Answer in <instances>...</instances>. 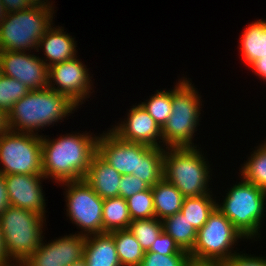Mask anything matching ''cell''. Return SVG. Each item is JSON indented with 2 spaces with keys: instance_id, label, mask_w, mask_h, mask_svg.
<instances>
[{
  "instance_id": "cell-1",
  "label": "cell",
  "mask_w": 266,
  "mask_h": 266,
  "mask_svg": "<svg viewBox=\"0 0 266 266\" xmlns=\"http://www.w3.org/2000/svg\"><path fill=\"white\" fill-rule=\"evenodd\" d=\"M60 135L56 139L42 136V172L55 183L84 179L93 155L97 138L93 133ZM90 134V135H89Z\"/></svg>"
},
{
  "instance_id": "cell-2",
  "label": "cell",
  "mask_w": 266,
  "mask_h": 266,
  "mask_svg": "<svg viewBox=\"0 0 266 266\" xmlns=\"http://www.w3.org/2000/svg\"><path fill=\"white\" fill-rule=\"evenodd\" d=\"M77 106L69 97L50 88L32 90L17 101L8 112V128L12 131L39 135L38 130L69 117V114L74 113L72 111L79 108Z\"/></svg>"
},
{
  "instance_id": "cell-3",
  "label": "cell",
  "mask_w": 266,
  "mask_h": 266,
  "mask_svg": "<svg viewBox=\"0 0 266 266\" xmlns=\"http://www.w3.org/2000/svg\"><path fill=\"white\" fill-rule=\"evenodd\" d=\"M203 155L197 146L165 147L163 178L173 184L184 197L212 194L208 188L211 169Z\"/></svg>"
},
{
  "instance_id": "cell-4",
  "label": "cell",
  "mask_w": 266,
  "mask_h": 266,
  "mask_svg": "<svg viewBox=\"0 0 266 266\" xmlns=\"http://www.w3.org/2000/svg\"><path fill=\"white\" fill-rule=\"evenodd\" d=\"M194 87L189 78L187 80L183 77L172 89L171 115L162 128L163 148L196 146L192 141L201 118L200 106L203 104Z\"/></svg>"
},
{
  "instance_id": "cell-5",
  "label": "cell",
  "mask_w": 266,
  "mask_h": 266,
  "mask_svg": "<svg viewBox=\"0 0 266 266\" xmlns=\"http://www.w3.org/2000/svg\"><path fill=\"white\" fill-rule=\"evenodd\" d=\"M241 179V182L228 189L222 204L217 202L216 208L245 239L256 240L255 237H260L261 222L265 217L266 191Z\"/></svg>"
},
{
  "instance_id": "cell-6",
  "label": "cell",
  "mask_w": 266,
  "mask_h": 266,
  "mask_svg": "<svg viewBox=\"0 0 266 266\" xmlns=\"http://www.w3.org/2000/svg\"><path fill=\"white\" fill-rule=\"evenodd\" d=\"M46 218L29 210L9 206L0 215V227L10 260L20 266L39 247L43 240Z\"/></svg>"
},
{
  "instance_id": "cell-7",
  "label": "cell",
  "mask_w": 266,
  "mask_h": 266,
  "mask_svg": "<svg viewBox=\"0 0 266 266\" xmlns=\"http://www.w3.org/2000/svg\"><path fill=\"white\" fill-rule=\"evenodd\" d=\"M54 8L32 5L10 12L0 24V51H36L45 32L53 25Z\"/></svg>"
},
{
  "instance_id": "cell-8",
  "label": "cell",
  "mask_w": 266,
  "mask_h": 266,
  "mask_svg": "<svg viewBox=\"0 0 266 266\" xmlns=\"http://www.w3.org/2000/svg\"><path fill=\"white\" fill-rule=\"evenodd\" d=\"M239 239L245 238L231 221L215 208L203 227L197 231L195 246L189 253L190 260L197 263L221 264L237 254L233 246H236Z\"/></svg>"
},
{
  "instance_id": "cell-9",
  "label": "cell",
  "mask_w": 266,
  "mask_h": 266,
  "mask_svg": "<svg viewBox=\"0 0 266 266\" xmlns=\"http://www.w3.org/2000/svg\"><path fill=\"white\" fill-rule=\"evenodd\" d=\"M0 174L43 175L41 135L7 130L0 135Z\"/></svg>"
},
{
  "instance_id": "cell-10",
  "label": "cell",
  "mask_w": 266,
  "mask_h": 266,
  "mask_svg": "<svg viewBox=\"0 0 266 266\" xmlns=\"http://www.w3.org/2000/svg\"><path fill=\"white\" fill-rule=\"evenodd\" d=\"M65 185L67 217L81 228L79 235L89 236L103 233V201L92 187L83 179L78 181H66Z\"/></svg>"
},
{
  "instance_id": "cell-11",
  "label": "cell",
  "mask_w": 266,
  "mask_h": 266,
  "mask_svg": "<svg viewBox=\"0 0 266 266\" xmlns=\"http://www.w3.org/2000/svg\"><path fill=\"white\" fill-rule=\"evenodd\" d=\"M77 58L48 67V88L63 93L79 106L93 93L90 91L93 83L87 66Z\"/></svg>"
},
{
  "instance_id": "cell-12",
  "label": "cell",
  "mask_w": 266,
  "mask_h": 266,
  "mask_svg": "<svg viewBox=\"0 0 266 266\" xmlns=\"http://www.w3.org/2000/svg\"><path fill=\"white\" fill-rule=\"evenodd\" d=\"M149 145L127 142L111 130L97 138V153L121 175H134L138 178L139 158Z\"/></svg>"
},
{
  "instance_id": "cell-13",
  "label": "cell",
  "mask_w": 266,
  "mask_h": 266,
  "mask_svg": "<svg viewBox=\"0 0 266 266\" xmlns=\"http://www.w3.org/2000/svg\"><path fill=\"white\" fill-rule=\"evenodd\" d=\"M86 236L69 234L50 243L42 242L20 266H71L84 258Z\"/></svg>"
},
{
  "instance_id": "cell-14",
  "label": "cell",
  "mask_w": 266,
  "mask_h": 266,
  "mask_svg": "<svg viewBox=\"0 0 266 266\" xmlns=\"http://www.w3.org/2000/svg\"><path fill=\"white\" fill-rule=\"evenodd\" d=\"M3 75L25 84L30 91L48 88V66L34 54L0 51Z\"/></svg>"
},
{
  "instance_id": "cell-15",
  "label": "cell",
  "mask_w": 266,
  "mask_h": 266,
  "mask_svg": "<svg viewBox=\"0 0 266 266\" xmlns=\"http://www.w3.org/2000/svg\"><path fill=\"white\" fill-rule=\"evenodd\" d=\"M128 111L126 120L110 130L124 141L163 148L162 129L141 104L133 105Z\"/></svg>"
},
{
  "instance_id": "cell-16",
  "label": "cell",
  "mask_w": 266,
  "mask_h": 266,
  "mask_svg": "<svg viewBox=\"0 0 266 266\" xmlns=\"http://www.w3.org/2000/svg\"><path fill=\"white\" fill-rule=\"evenodd\" d=\"M10 206L29 210L45 217V195L42 189L44 175H4Z\"/></svg>"
},
{
  "instance_id": "cell-17",
  "label": "cell",
  "mask_w": 266,
  "mask_h": 266,
  "mask_svg": "<svg viewBox=\"0 0 266 266\" xmlns=\"http://www.w3.org/2000/svg\"><path fill=\"white\" fill-rule=\"evenodd\" d=\"M76 45L74 38L70 34H66L62 26H51L39 40L36 52L43 50L46 58L43 57L42 60L50 67L53 64L65 62L76 57Z\"/></svg>"
},
{
  "instance_id": "cell-18",
  "label": "cell",
  "mask_w": 266,
  "mask_h": 266,
  "mask_svg": "<svg viewBox=\"0 0 266 266\" xmlns=\"http://www.w3.org/2000/svg\"><path fill=\"white\" fill-rule=\"evenodd\" d=\"M121 178L122 175L96 152L83 180L92 187L99 197L106 199L119 197Z\"/></svg>"
},
{
  "instance_id": "cell-19",
  "label": "cell",
  "mask_w": 266,
  "mask_h": 266,
  "mask_svg": "<svg viewBox=\"0 0 266 266\" xmlns=\"http://www.w3.org/2000/svg\"><path fill=\"white\" fill-rule=\"evenodd\" d=\"M84 259L87 266H121L109 232L86 236Z\"/></svg>"
},
{
  "instance_id": "cell-20",
  "label": "cell",
  "mask_w": 266,
  "mask_h": 266,
  "mask_svg": "<svg viewBox=\"0 0 266 266\" xmlns=\"http://www.w3.org/2000/svg\"><path fill=\"white\" fill-rule=\"evenodd\" d=\"M242 61L250 67L256 60L266 57V20H256L240 36Z\"/></svg>"
},
{
  "instance_id": "cell-21",
  "label": "cell",
  "mask_w": 266,
  "mask_h": 266,
  "mask_svg": "<svg viewBox=\"0 0 266 266\" xmlns=\"http://www.w3.org/2000/svg\"><path fill=\"white\" fill-rule=\"evenodd\" d=\"M151 190L157 219L162 220L180 212L185 197L173 184L162 178Z\"/></svg>"
},
{
  "instance_id": "cell-22",
  "label": "cell",
  "mask_w": 266,
  "mask_h": 266,
  "mask_svg": "<svg viewBox=\"0 0 266 266\" xmlns=\"http://www.w3.org/2000/svg\"><path fill=\"white\" fill-rule=\"evenodd\" d=\"M162 230L166 232L182 250L190 253L196 243L197 230L184 218L181 212L161 220Z\"/></svg>"
},
{
  "instance_id": "cell-23",
  "label": "cell",
  "mask_w": 266,
  "mask_h": 266,
  "mask_svg": "<svg viewBox=\"0 0 266 266\" xmlns=\"http://www.w3.org/2000/svg\"><path fill=\"white\" fill-rule=\"evenodd\" d=\"M132 219L126 199L122 197L106 198L103 201V233L128 229Z\"/></svg>"
},
{
  "instance_id": "cell-24",
  "label": "cell",
  "mask_w": 266,
  "mask_h": 266,
  "mask_svg": "<svg viewBox=\"0 0 266 266\" xmlns=\"http://www.w3.org/2000/svg\"><path fill=\"white\" fill-rule=\"evenodd\" d=\"M114 237V243L121 266H140L145 251L135 236L128 230L109 232Z\"/></svg>"
},
{
  "instance_id": "cell-25",
  "label": "cell",
  "mask_w": 266,
  "mask_h": 266,
  "mask_svg": "<svg viewBox=\"0 0 266 266\" xmlns=\"http://www.w3.org/2000/svg\"><path fill=\"white\" fill-rule=\"evenodd\" d=\"M216 200L209 194L197 197H185L180 212L198 231L216 208Z\"/></svg>"
},
{
  "instance_id": "cell-26",
  "label": "cell",
  "mask_w": 266,
  "mask_h": 266,
  "mask_svg": "<svg viewBox=\"0 0 266 266\" xmlns=\"http://www.w3.org/2000/svg\"><path fill=\"white\" fill-rule=\"evenodd\" d=\"M164 148L150 146L139 158L138 178L150 187L163 178Z\"/></svg>"
},
{
  "instance_id": "cell-27",
  "label": "cell",
  "mask_w": 266,
  "mask_h": 266,
  "mask_svg": "<svg viewBox=\"0 0 266 266\" xmlns=\"http://www.w3.org/2000/svg\"><path fill=\"white\" fill-rule=\"evenodd\" d=\"M240 169V177L266 191V141L256 147Z\"/></svg>"
},
{
  "instance_id": "cell-28",
  "label": "cell",
  "mask_w": 266,
  "mask_h": 266,
  "mask_svg": "<svg viewBox=\"0 0 266 266\" xmlns=\"http://www.w3.org/2000/svg\"><path fill=\"white\" fill-rule=\"evenodd\" d=\"M140 104L162 129L171 115L172 89L157 90L149 100Z\"/></svg>"
},
{
  "instance_id": "cell-29",
  "label": "cell",
  "mask_w": 266,
  "mask_h": 266,
  "mask_svg": "<svg viewBox=\"0 0 266 266\" xmlns=\"http://www.w3.org/2000/svg\"><path fill=\"white\" fill-rule=\"evenodd\" d=\"M128 230L135 236L144 251H148L162 232V222L156 217L150 219L132 220Z\"/></svg>"
},
{
  "instance_id": "cell-30",
  "label": "cell",
  "mask_w": 266,
  "mask_h": 266,
  "mask_svg": "<svg viewBox=\"0 0 266 266\" xmlns=\"http://www.w3.org/2000/svg\"><path fill=\"white\" fill-rule=\"evenodd\" d=\"M29 91L28 87L20 81L2 75L0 77V109L8 114L13 105Z\"/></svg>"
},
{
  "instance_id": "cell-31",
  "label": "cell",
  "mask_w": 266,
  "mask_h": 266,
  "mask_svg": "<svg viewBox=\"0 0 266 266\" xmlns=\"http://www.w3.org/2000/svg\"><path fill=\"white\" fill-rule=\"evenodd\" d=\"M132 220L150 219L155 217L154 200L151 187L126 199Z\"/></svg>"
},
{
  "instance_id": "cell-32",
  "label": "cell",
  "mask_w": 266,
  "mask_h": 266,
  "mask_svg": "<svg viewBox=\"0 0 266 266\" xmlns=\"http://www.w3.org/2000/svg\"><path fill=\"white\" fill-rule=\"evenodd\" d=\"M191 262L189 253L162 255L145 251L140 266H187Z\"/></svg>"
},
{
  "instance_id": "cell-33",
  "label": "cell",
  "mask_w": 266,
  "mask_h": 266,
  "mask_svg": "<svg viewBox=\"0 0 266 266\" xmlns=\"http://www.w3.org/2000/svg\"><path fill=\"white\" fill-rule=\"evenodd\" d=\"M149 252H156L162 255H171L177 253H188L182 250L179 245L166 232H162L157 236L151 245Z\"/></svg>"
},
{
  "instance_id": "cell-34",
  "label": "cell",
  "mask_w": 266,
  "mask_h": 266,
  "mask_svg": "<svg viewBox=\"0 0 266 266\" xmlns=\"http://www.w3.org/2000/svg\"><path fill=\"white\" fill-rule=\"evenodd\" d=\"M150 186L134 175H122L119 185V197L127 199L134 194L148 190Z\"/></svg>"
},
{
  "instance_id": "cell-35",
  "label": "cell",
  "mask_w": 266,
  "mask_h": 266,
  "mask_svg": "<svg viewBox=\"0 0 266 266\" xmlns=\"http://www.w3.org/2000/svg\"><path fill=\"white\" fill-rule=\"evenodd\" d=\"M221 266H266V257L251 256L248 254L237 253L229 260L220 264Z\"/></svg>"
},
{
  "instance_id": "cell-36",
  "label": "cell",
  "mask_w": 266,
  "mask_h": 266,
  "mask_svg": "<svg viewBox=\"0 0 266 266\" xmlns=\"http://www.w3.org/2000/svg\"><path fill=\"white\" fill-rule=\"evenodd\" d=\"M8 13L21 11L32 6L27 0H1Z\"/></svg>"
},
{
  "instance_id": "cell-37",
  "label": "cell",
  "mask_w": 266,
  "mask_h": 266,
  "mask_svg": "<svg viewBox=\"0 0 266 266\" xmlns=\"http://www.w3.org/2000/svg\"><path fill=\"white\" fill-rule=\"evenodd\" d=\"M10 206L4 175L0 174V215Z\"/></svg>"
},
{
  "instance_id": "cell-38",
  "label": "cell",
  "mask_w": 266,
  "mask_h": 266,
  "mask_svg": "<svg viewBox=\"0 0 266 266\" xmlns=\"http://www.w3.org/2000/svg\"><path fill=\"white\" fill-rule=\"evenodd\" d=\"M250 68L256 76L258 75L260 79L266 81V57L256 60Z\"/></svg>"
},
{
  "instance_id": "cell-39",
  "label": "cell",
  "mask_w": 266,
  "mask_h": 266,
  "mask_svg": "<svg viewBox=\"0 0 266 266\" xmlns=\"http://www.w3.org/2000/svg\"><path fill=\"white\" fill-rule=\"evenodd\" d=\"M0 266H16L9 258L2 237V231L0 227Z\"/></svg>"
},
{
  "instance_id": "cell-40",
  "label": "cell",
  "mask_w": 266,
  "mask_h": 266,
  "mask_svg": "<svg viewBox=\"0 0 266 266\" xmlns=\"http://www.w3.org/2000/svg\"><path fill=\"white\" fill-rule=\"evenodd\" d=\"M8 129L7 114L0 109V135Z\"/></svg>"
},
{
  "instance_id": "cell-41",
  "label": "cell",
  "mask_w": 266,
  "mask_h": 266,
  "mask_svg": "<svg viewBox=\"0 0 266 266\" xmlns=\"http://www.w3.org/2000/svg\"><path fill=\"white\" fill-rule=\"evenodd\" d=\"M31 5H36V6H44L47 8H54L52 7L53 3L49 0H27ZM46 1V2H45Z\"/></svg>"
},
{
  "instance_id": "cell-42",
  "label": "cell",
  "mask_w": 266,
  "mask_h": 266,
  "mask_svg": "<svg viewBox=\"0 0 266 266\" xmlns=\"http://www.w3.org/2000/svg\"><path fill=\"white\" fill-rule=\"evenodd\" d=\"M7 14H8V12L4 8V6L0 0V24L6 18Z\"/></svg>"
},
{
  "instance_id": "cell-43",
  "label": "cell",
  "mask_w": 266,
  "mask_h": 266,
  "mask_svg": "<svg viewBox=\"0 0 266 266\" xmlns=\"http://www.w3.org/2000/svg\"><path fill=\"white\" fill-rule=\"evenodd\" d=\"M187 266H221V265L215 263H197L191 261Z\"/></svg>"
},
{
  "instance_id": "cell-44",
  "label": "cell",
  "mask_w": 266,
  "mask_h": 266,
  "mask_svg": "<svg viewBox=\"0 0 266 266\" xmlns=\"http://www.w3.org/2000/svg\"><path fill=\"white\" fill-rule=\"evenodd\" d=\"M71 266H87L85 259H81L75 263H73Z\"/></svg>"
},
{
  "instance_id": "cell-45",
  "label": "cell",
  "mask_w": 266,
  "mask_h": 266,
  "mask_svg": "<svg viewBox=\"0 0 266 266\" xmlns=\"http://www.w3.org/2000/svg\"><path fill=\"white\" fill-rule=\"evenodd\" d=\"M3 75V71H2V65H1V62H0V77Z\"/></svg>"
}]
</instances>
